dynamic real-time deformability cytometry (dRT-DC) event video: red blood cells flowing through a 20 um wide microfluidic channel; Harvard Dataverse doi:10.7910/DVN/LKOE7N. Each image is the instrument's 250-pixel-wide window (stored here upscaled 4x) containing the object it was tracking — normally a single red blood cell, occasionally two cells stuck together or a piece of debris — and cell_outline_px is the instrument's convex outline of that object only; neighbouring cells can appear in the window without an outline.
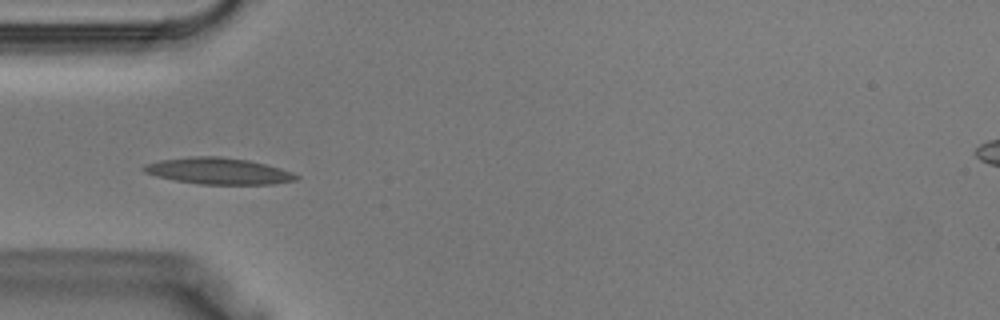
{"species": "Egyptian fruit bat (a non-hibernating species)", "species_latin": "Rousettus aegyptiacus", "temperature_condition": "warm", "stored_images_in_passage": 38, "camera_frame_rate_fps": 3000, "um_per_image_px": 0.085, "animal": {"sex": "male"}, "frame": {"image": 1, "passage_image": 11, "time_ms": 3.333, "image_size_px": [1000, 320], "cell_outline_px": [[300, 176], [296, 180], [272, 184], [200, 184], [176, 180], [156, 176], [144, 172], [140, 168], [144, 164], [160, 160], [192, 156], [220, 156], [248, 160], [280, 168], [292, 172]], "centroid_in_image_um": [18.54, 14.53], "position_along_channel_um": 66.5, "area_um2": 23.41}}
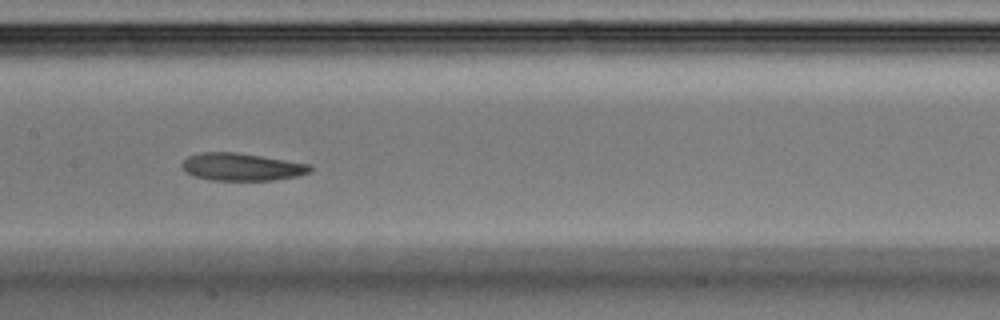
{"frame": {"image": 2, "passage_image": 18, "time_ms": 5.667, "image_size_px": [1000, 320], "cell_outline_px": [[312, 168], [308, 172], [296, 176], [272, 180], [212, 180], [192, 176], [184, 172], [180, 164], [188, 156], [200, 152], [236, 152], [312, 164]], "centroid_in_image_um": [20.49, 14.18], "position_along_channel_um": 186.9, "area_um2": 20.63}}
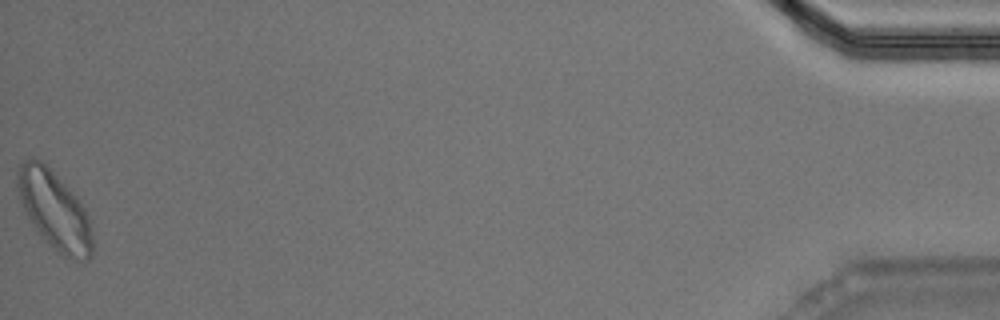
{"frame": {"image": 3, "passage_image": 38, "time_ms": 12.333, "image_size_px": [1000, 320], "cell_outline_px": [[92, 252], [88, 260], [76, 260], [64, 256], [48, 244], [40, 236], [24, 212], [20, 200], [16, 184], [16, 172], [20, 164], [24, 160], [40, 160], [76, 196], [84, 208], [88, 216], [92, 236]], "centroid_in_image_um": [4.6, 17.9], "position_along_channel_um": 430.6, "area_um2": 33.81}}